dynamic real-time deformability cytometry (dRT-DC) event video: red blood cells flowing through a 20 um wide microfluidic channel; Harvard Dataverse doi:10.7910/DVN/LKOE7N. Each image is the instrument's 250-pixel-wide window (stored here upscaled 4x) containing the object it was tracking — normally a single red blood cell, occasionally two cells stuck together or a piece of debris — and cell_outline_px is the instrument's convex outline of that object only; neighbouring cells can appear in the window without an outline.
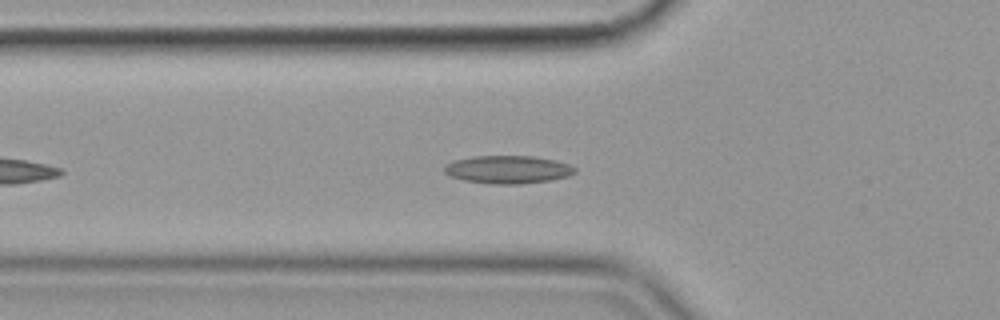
{"species": "common noctule bat (a hibernating species)", "species_latin": "Nyctalus noctula", "temperature_condition": "cold", "stored_images_in_passage": 38, "camera_frame_rate_fps": 3000, "um_per_image_px": 0.085, "animal": {"sex": "female", "body_mass_g": 19.9}, "frame": {"image": 1, "passage_image": 8, "time_ms": 2.333, "image_size_px": [1000, 320], "cell_outline_px": [[576, 172], [568, 176], [552, 180], [520, 184], [492, 184], [464, 180], [448, 176], [444, 172], [444, 168], [452, 160], [472, 156], [536, 156], [556, 160], [568, 164], [576, 168]], "centroid_in_image_um": [43.17, 14.41], "position_along_channel_um": 82.6, "area_um2": 21.44}}
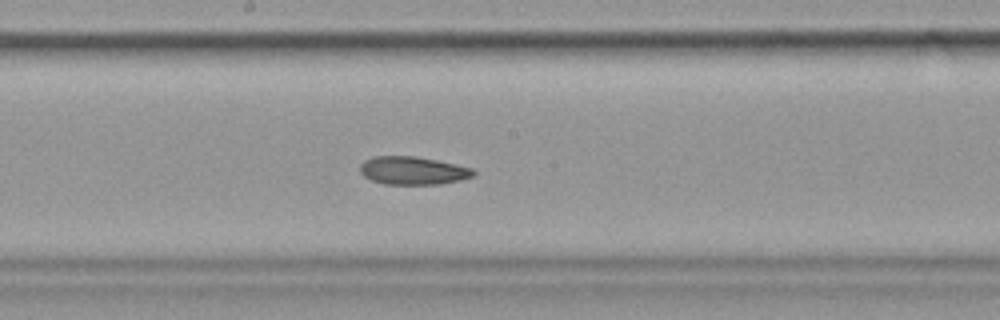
{"frame": {"image": 2, "passage_image": 19, "time_ms": 6.0, "image_size_px": [1000, 320], "cell_outline_px": [[476, 172], [472, 176], [460, 180], [440, 184], [384, 184], [372, 180], [364, 176], [360, 172], [360, 164], [364, 160], [372, 156], [416, 156], [456, 164], [472, 168]], "centroid_in_image_um": [35.07, 14.49], "position_along_channel_um": 213.1, "area_um2": 18.55}}
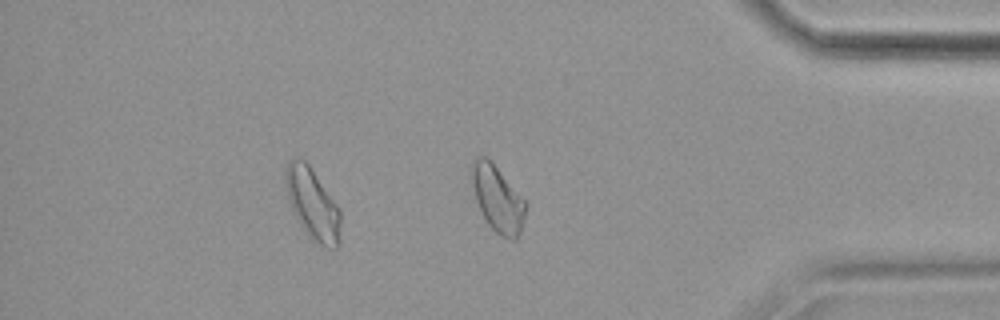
{"frame": {"image": 3, "passage_image": 36, "time_ms": 11.667, "image_size_px": [1000, 320], "cell_outline_px": [[528, 204], [520, 232], [516, 240], [512, 240], [500, 236], [488, 224], [476, 200], [468, 172], [476, 156], [484, 156], [492, 160]], "centroid_in_image_um": [42.28, 16.85], "position_along_channel_um": 392.9, "area_um2": 21.1}, "authors_computed_cell_mechanics": {"area_um2": 19.4497, "velocity_mm_per_s": 3.5517, "shape_relaxation_time_tau1_ms": null, "shape_relaxation_time_tau2_ms": 10.6554, "deformation_change_tau1": null, "deformation_change_tau2": 0.1825}}